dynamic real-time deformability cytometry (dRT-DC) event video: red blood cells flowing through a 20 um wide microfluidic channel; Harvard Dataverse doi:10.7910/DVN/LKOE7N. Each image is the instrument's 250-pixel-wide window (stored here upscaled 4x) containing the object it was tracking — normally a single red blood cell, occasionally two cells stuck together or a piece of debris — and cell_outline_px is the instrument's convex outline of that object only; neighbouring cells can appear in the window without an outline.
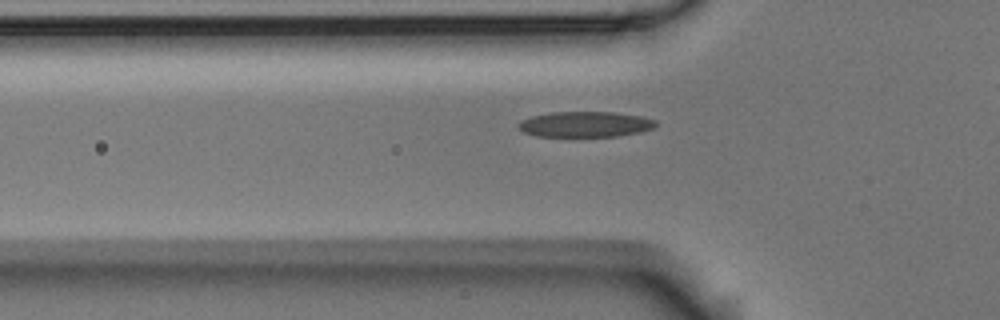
{"species": "Egyptian fruit bat (a non-hibernating species)", "species_latin": "Rousettus aegyptiacus", "temperature_condition": "room temperature", "stored_images_in_passage": 5, "segment_of_instrument_passage": [2, 2], "camera_frame_rate_fps": 3000, "um_per_image_px": 0.085, "animal": {"sex": "male"}, "frame": {"image": 1, "passage_image": 5, "time_ms": 1.333, "image_size_px": [1000, 320], "cell_outline_px": [[656, 124], [652, 128], [640, 132], [616, 136], [536, 136], [524, 132], [516, 124], [520, 120], [532, 116], [552, 112], [612, 112], [640, 116], [656, 120]], "centroid_in_image_um": [49.71, 10.56], "position_along_channel_um": 76.1, "area_um2": 20.29}}